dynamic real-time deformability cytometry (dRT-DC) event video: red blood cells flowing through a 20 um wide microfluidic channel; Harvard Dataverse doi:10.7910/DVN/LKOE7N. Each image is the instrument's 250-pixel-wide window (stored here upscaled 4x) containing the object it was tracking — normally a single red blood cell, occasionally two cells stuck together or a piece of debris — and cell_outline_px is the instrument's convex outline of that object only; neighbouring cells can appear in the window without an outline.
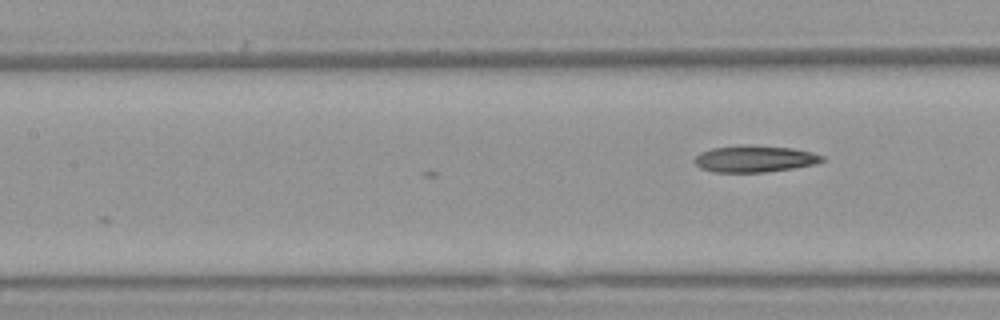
{"species": "Egyptian fruit bat (a non-hibernating species)", "species_latin": "Rousettus aegyptiacus", "temperature_condition": "warm", "stored_images_in_passage": 6, "camera_frame_rate_fps": 3000, "um_per_image_px": 0.085, "animal": {"sex": "female"}, "frame": {"image": 1, "passage_image": 6, "time_ms": 1.667, "image_size_px": [1000, 320], "cell_outline_px": [[824, 160], [816, 164], [792, 168], [764, 172], [712, 172], [700, 168], [692, 160], [700, 152], [712, 148], [744, 144], [792, 148], [812, 152], [824, 156]], "centroid_in_image_um": [64.12, 13.49], "position_along_channel_um": 143.3, "area_um2": 19.94}}